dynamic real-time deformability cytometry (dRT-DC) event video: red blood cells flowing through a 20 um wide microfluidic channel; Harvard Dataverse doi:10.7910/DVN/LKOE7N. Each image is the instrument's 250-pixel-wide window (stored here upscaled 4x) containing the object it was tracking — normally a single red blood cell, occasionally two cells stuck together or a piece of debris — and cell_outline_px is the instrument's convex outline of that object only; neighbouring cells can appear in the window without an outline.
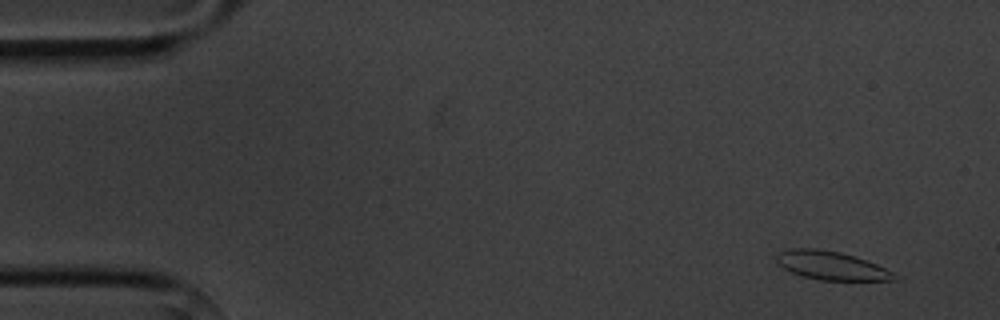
{"species": "common noctule bat (a hibernating species)", "species_latin": "Nyctalus noctula", "temperature_condition": "cold", "stored_images_in_passage": 5, "camera_frame_rate_fps": 3000, "um_per_image_px": 0.085, "animal": {"sex": "male", "body_mass_g": 20.1, "forearm_length_mm": 53.5}, "frame": {"image": 1, "passage_image": 1, "time_ms": 0.0, "image_size_px": [1000, 320], "cell_outline_px": [[900, 280], [820, 280], [804, 276], [792, 272], [776, 264], [776, 252], [792, 248], [816, 248], [840, 252], [856, 256], [876, 264], [900, 276]], "centroid_in_image_um": [70.65, 22.56], "position_along_channel_um": 14.3, "area_um2": 19.71}}